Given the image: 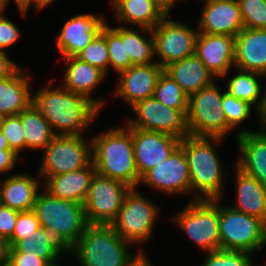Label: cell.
<instances>
[{"mask_svg": "<svg viewBox=\"0 0 266 266\" xmlns=\"http://www.w3.org/2000/svg\"><path fill=\"white\" fill-rule=\"evenodd\" d=\"M68 66L65 68L62 86L67 90L79 94L93 102L100 110L105 101L101 98H93L91 93L95 91L107 75L99 68L90 65L76 56L62 57Z\"/></svg>", "mask_w": 266, "mask_h": 266, "instance_id": "cell-22", "label": "cell"}, {"mask_svg": "<svg viewBox=\"0 0 266 266\" xmlns=\"http://www.w3.org/2000/svg\"><path fill=\"white\" fill-rule=\"evenodd\" d=\"M115 16L125 25L135 24L140 28L153 29L171 13L159 0H111ZM124 23H126L124 25ZM133 24V25H132Z\"/></svg>", "mask_w": 266, "mask_h": 266, "instance_id": "cell-23", "label": "cell"}, {"mask_svg": "<svg viewBox=\"0 0 266 266\" xmlns=\"http://www.w3.org/2000/svg\"><path fill=\"white\" fill-rule=\"evenodd\" d=\"M19 65L10 60L9 56L4 51H0V80L11 76Z\"/></svg>", "mask_w": 266, "mask_h": 266, "instance_id": "cell-45", "label": "cell"}, {"mask_svg": "<svg viewBox=\"0 0 266 266\" xmlns=\"http://www.w3.org/2000/svg\"><path fill=\"white\" fill-rule=\"evenodd\" d=\"M18 173L1 179L0 203L16 211L32 210L39 193L37 178Z\"/></svg>", "mask_w": 266, "mask_h": 266, "instance_id": "cell-27", "label": "cell"}, {"mask_svg": "<svg viewBox=\"0 0 266 266\" xmlns=\"http://www.w3.org/2000/svg\"><path fill=\"white\" fill-rule=\"evenodd\" d=\"M159 211L158 205L143 197L137 188H130L111 225L124 241L143 244V241H149L153 233Z\"/></svg>", "mask_w": 266, "mask_h": 266, "instance_id": "cell-9", "label": "cell"}, {"mask_svg": "<svg viewBox=\"0 0 266 266\" xmlns=\"http://www.w3.org/2000/svg\"><path fill=\"white\" fill-rule=\"evenodd\" d=\"M25 134V148H46L54 138L50 124L33 105L20 113Z\"/></svg>", "mask_w": 266, "mask_h": 266, "instance_id": "cell-30", "label": "cell"}, {"mask_svg": "<svg viewBox=\"0 0 266 266\" xmlns=\"http://www.w3.org/2000/svg\"><path fill=\"white\" fill-rule=\"evenodd\" d=\"M52 82L55 81L49 80L37 94H33L32 105L50 124L54 135H82L101 110L89 99L62 85L53 88Z\"/></svg>", "mask_w": 266, "mask_h": 266, "instance_id": "cell-1", "label": "cell"}, {"mask_svg": "<svg viewBox=\"0 0 266 266\" xmlns=\"http://www.w3.org/2000/svg\"><path fill=\"white\" fill-rule=\"evenodd\" d=\"M105 23L104 16L91 13L72 16L63 25L55 46L61 56L74 57L96 37Z\"/></svg>", "mask_w": 266, "mask_h": 266, "instance_id": "cell-18", "label": "cell"}, {"mask_svg": "<svg viewBox=\"0 0 266 266\" xmlns=\"http://www.w3.org/2000/svg\"><path fill=\"white\" fill-rule=\"evenodd\" d=\"M76 57L99 68L106 75L109 69V55L106 41V23L96 37Z\"/></svg>", "mask_w": 266, "mask_h": 266, "instance_id": "cell-35", "label": "cell"}, {"mask_svg": "<svg viewBox=\"0 0 266 266\" xmlns=\"http://www.w3.org/2000/svg\"><path fill=\"white\" fill-rule=\"evenodd\" d=\"M95 173L94 163L91 162L79 170L48 177L42 185L54 197L84 205Z\"/></svg>", "mask_w": 266, "mask_h": 266, "instance_id": "cell-24", "label": "cell"}, {"mask_svg": "<svg viewBox=\"0 0 266 266\" xmlns=\"http://www.w3.org/2000/svg\"><path fill=\"white\" fill-rule=\"evenodd\" d=\"M20 32L15 23L3 15L0 18V51L5 52V48L14 45L21 36Z\"/></svg>", "mask_w": 266, "mask_h": 266, "instance_id": "cell-41", "label": "cell"}, {"mask_svg": "<svg viewBox=\"0 0 266 266\" xmlns=\"http://www.w3.org/2000/svg\"><path fill=\"white\" fill-rule=\"evenodd\" d=\"M19 157L13 150H0V174L13 170Z\"/></svg>", "mask_w": 266, "mask_h": 266, "instance_id": "cell-44", "label": "cell"}, {"mask_svg": "<svg viewBox=\"0 0 266 266\" xmlns=\"http://www.w3.org/2000/svg\"><path fill=\"white\" fill-rule=\"evenodd\" d=\"M140 184L168 195L190 194L189 168L183 148L179 145L166 160L147 171Z\"/></svg>", "mask_w": 266, "mask_h": 266, "instance_id": "cell-14", "label": "cell"}, {"mask_svg": "<svg viewBox=\"0 0 266 266\" xmlns=\"http://www.w3.org/2000/svg\"><path fill=\"white\" fill-rule=\"evenodd\" d=\"M164 69L157 63L132 65L118 74L114 95L122 98L130 108L137 102L153 97L157 81Z\"/></svg>", "mask_w": 266, "mask_h": 266, "instance_id": "cell-16", "label": "cell"}, {"mask_svg": "<svg viewBox=\"0 0 266 266\" xmlns=\"http://www.w3.org/2000/svg\"><path fill=\"white\" fill-rule=\"evenodd\" d=\"M43 258L35 252L9 251L7 266H49Z\"/></svg>", "mask_w": 266, "mask_h": 266, "instance_id": "cell-42", "label": "cell"}, {"mask_svg": "<svg viewBox=\"0 0 266 266\" xmlns=\"http://www.w3.org/2000/svg\"><path fill=\"white\" fill-rule=\"evenodd\" d=\"M9 248L8 240L0 235V266H7Z\"/></svg>", "mask_w": 266, "mask_h": 266, "instance_id": "cell-47", "label": "cell"}, {"mask_svg": "<svg viewBox=\"0 0 266 266\" xmlns=\"http://www.w3.org/2000/svg\"><path fill=\"white\" fill-rule=\"evenodd\" d=\"M251 255L244 251H211L200 266H256Z\"/></svg>", "mask_w": 266, "mask_h": 266, "instance_id": "cell-37", "label": "cell"}, {"mask_svg": "<svg viewBox=\"0 0 266 266\" xmlns=\"http://www.w3.org/2000/svg\"><path fill=\"white\" fill-rule=\"evenodd\" d=\"M83 138V135H55L44 149L38 178L41 176L46 180L88 166L92 162V139L89 144Z\"/></svg>", "mask_w": 266, "mask_h": 266, "instance_id": "cell-10", "label": "cell"}, {"mask_svg": "<svg viewBox=\"0 0 266 266\" xmlns=\"http://www.w3.org/2000/svg\"><path fill=\"white\" fill-rule=\"evenodd\" d=\"M106 41L109 69L118 74L131 67V59L126 58V26L112 27L106 23Z\"/></svg>", "mask_w": 266, "mask_h": 266, "instance_id": "cell-33", "label": "cell"}, {"mask_svg": "<svg viewBox=\"0 0 266 266\" xmlns=\"http://www.w3.org/2000/svg\"><path fill=\"white\" fill-rule=\"evenodd\" d=\"M49 266H60L57 263L50 264Z\"/></svg>", "mask_w": 266, "mask_h": 266, "instance_id": "cell-54", "label": "cell"}, {"mask_svg": "<svg viewBox=\"0 0 266 266\" xmlns=\"http://www.w3.org/2000/svg\"><path fill=\"white\" fill-rule=\"evenodd\" d=\"M234 67L266 77V29L244 28L235 36Z\"/></svg>", "mask_w": 266, "mask_h": 266, "instance_id": "cell-21", "label": "cell"}, {"mask_svg": "<svg viewBox=\"0 0 266 266\" xmlns=\"http://www.w3.org/2000/svg\"><path fill=\"white\" fill-rule=\"evenodd\" d=\"M222 140L218 137L191 136L180 141L188 163L191 193H195L193 200H217L223 197L226 172L215 146Z\"/></svg>", "mask_w": 266, "mask_h": 266, "instance_id": "cell-2", "label": "cell"}, {"mask_svg": "<svg viewBox=\"0 0 266 266\" xmlns=\"http://www.w3.org/2000/svg\"><path fill=\"white\" fill-rule=\"evenodd\" d=\"M215 81L188 97V122L192 136L225 138L231 132L223 111V92Z\"/></svg>", "mask_w": 266, "mask_h": 266, "instance_id": "cell-8", "label": "cell"}, {"mask_svg": "<svg viewBox=\"0 0 266 266\" xmlns=\"http://www.w3.org/2000/svg\"><path fill=\"white\" fill-rule=\"evenodd\" d=\"M53 2H55V0H36L35 8L36 10H42L43 8L45 9Z\"/></svg>", "mask_w": 266, "mask_h": 266, "instance_id": "cell-49", "label": "cell"}, {"mask_svg": "<svg viewBox=\"0 0 266 266\" xmlns=\"http://www.w3.org/2000/svg\"><path fill=\"white\" fill-rule=\"evenodd\" d=\"M9 251L35 252L49 264L56 263L61 253H72L73 246L57 230L40 227L28 240L18 241Z\"/></svg>", "mask_w": 266, "mask_h": 266, "instance_id": "cell-28", "label": "cell"}, {"mask_svg": "<svg viewBox=\"0 0 266 266\" xmlns=\"http://www.w3.org/2000/svg\"><path fill=\"white\" fill-rule=\"evenodd\" d=\"M5 8H6L5 3L3 2V0H0V18H1L3 15H5V14H3L4 11H5Z\"/></svg>", "mask_w": 266, "mask_h": 266, "instance_id": "cell-53", "label": "cell"}, {"mask_svg": "<svg viewBox=\"0 0 266 266\" xmlns=\"http://www.w3.org/2000/svg\"><path fill=\"white\" fill-rule=\"evenodd\" d=\"M0 130L9 148L19 156L20 151L25 148V134L20 114L0 118Z\"/></svg>", "mask_w": 266, "mask_h": 266, "instance_id": "cell-39", "label": "cell"}, {"mask_svg": "<svg viewBox=\"0 0 266 266\" xmlns=\"http://www.w3.org/2000/svg\"><path fill=\"white\" fill-rule=\"evenodd\" d=\"M169 15L168 13L152 29L154 57L158 56L156 63L163 69L169 64L194 55L199 34L198 29L172 20Z\"/></svg>", "mask_w": 266, "mask_h": 266, "instance_id": "cell-12", "label": "cell"}, {"mask_svg": "<svg viewBox=\"0 0 266 266\" xmlns=\"http://www.w3.org/2000/svg\"><path fill=\"white\" fill-rule=\"evenodd\" d=\"M263 91L262 103L256 113L258 116L257 120H259L258 123L262 125L260 131L266 133V86Z\"/></svg>", "mask_w": 266, "mask_h": 266, "instance_id": "cell-46", "label": "cell"}, {"mask_svg": "<svg viewBox=\"0 0 266 266\" xmlns=\"http://www.w3.org/2000/svg\"><path fill=\"white\" fill-rule=\"evenodd\" d=\"M0 150H11L9 148V145L7 143V140L5 139V137L3 136L2 131L0 130Z\"/></svg>", "mask_w": 266, "mask_h": 266, "instance_id": "cell-51", "label": "cell"}, {"mask_svg": "<svg viewBox=\"0 0 266 266\" xmlns=\"http://www.w3.org/2000/svg\"><path fill=\"white\" fill-rule=\"evenodd\" d=\"M29 77L19 67L11 76L0 80V118L18 115L32 105Z\"/></svg>", "mask_w": 266, "mask_h": 266, "instance_id": "cell-26", "label": "cell"}, {"mask_svg": "<svg viewBox=\"0 0 266 266\" xmlns=\"http://www.w3.org/2000/svg\"><path fill=\"white\" fill-rule=\"evenodd\" d=\"M219 199L220 250L244 251L251 254L266 246V224L257 217L230 206Z\"/></svg>", "mask_w": 266, "mask_h": 266, "instance_id": "cell-5", "label": "cell"}, {"mask_svg": "<svg viewBox=\"0 0 266 266\" xmlns=\"http://www.w3.org/2000/svg\"><path fill=\"white\" fill-rule=\"evenodd\" d=\"M234 49V36L199 33L195 54L216 78H222L234 67Z\"/></svg>", "mask_w": 266, "mask_h": 266, "instance_id": "cell-17", "label": "cell"}, {"mask_svg": "<svg viewBox=\"0 0 266 266\" xmlns=\"http://www.w3.org/2000/svg\"><path fill=\"white\" fill-rule=\"evenodd\" d=\"M19 211L0 203V235L6 240L12 237Z\"/></svg>", "mask_w": 266, "mask_h": 266, "instance_id": "cell-43", "label": "cell"}, {"mask_svg": "<svg viewBox=\"0 0 266 266\" xmlns=\"http://www.w3.org/2000/svg\"><path fill=\"white\" fill-rule=\"evenodd\" d=\"M124 126L92 138V162L99 175L137 188L141 178L135 163L131 128Z\"/></svg>", "mask_w": 266, "mask_h": 266, "instance_id": "cell-3", "label": "cell"}, {"mask_svg": "<svg viewBox=\"0 0 266 266\" xmlns=\"http://www.w3.org/2000/svg\"><path fill=\"white\" fill-rule=\"evenodd\" d=\"M43 190L44 193H38L32 210L42 227L57 230L74 246L88 225L84 205L54 197Z\"/></svg>", "mask_w": 266, "mask_h": 266, "instance_id": "cell-6", "label": "cell"}, {"mask_svg": "<svg viewBox=\"0 0 266 266\" xmlns=\"http://www.w3.org/2000/svg\"><path fill=\"white\" fill-rule=\"evenodd\" d=\"M222 106L226 115L227 127L230 130L234 131L245 119L251 117L252 105L247 101L235 98L226 91H223Z\"/></svg>", "mask_w": 266, "mask_h": 266, "instance_id": "cell-36", "label": "cell"}, {"mask_svg": "<svg viewBox=\"0 0 266 266\" xmlns=\"http://www.w3.org/2000/svg\"><path fill=\"white\" fill-rule=\"evenodd\" d=\"M138 31L134 30L133 27H126V58L131 59V66L156 63L155 60L157 59H153L154 39L152 30L141 28V33ZM147 33L151 35L150 38L145 36Z\"/></svg>", "mask_w": 266, "mask_h": 266, "instance_id": "cell-32", "label": "cell"}, {"mask_svg": "<svg viewBox=\"0 0 266 266\" xmlns=\"http://www.w3.org/2000/svg\"><path fill=\"white\" fill-rule=\"evenodd\" d=\"M164 71L181 86L188 97L217 79L196 54L169 64Z\"/></svg>", "mask_w": 266, "mask_h": 266, "instance_id": "cell-29", "label": "cell"}, {"mask_svg": "<svg viewBox=\"0 0 266 266\" xmlns=\"http://www.w3.org/2000/svg\"><path fill=\"white\" fill-rule=\"evenodd\" d=\"M130 190L121 181L95 173L84 203L88 224H111L118 216L125 194Z\"/></svg>", "mask_w": 266, "mask_h": 266, "instance_id": "cell-13", "label": "cell"}, {"mask_svg": "<svg viewBox=\"0 0 266 266\" xmlns=\"http://www.w3.org/2000/svg\"><path fill=\"white\" fill-rule=\"evenodd\" d=\"M40 227L41 223L33 210L19 212L12 237L8 240L9 247L20 240H29Z\"/></svg>", "mask_w": 266, "mask_h": 266, "instance_id": "cell-40", "label": "cell"}, {"mask_svg": "<svg viewBox=\"0 0 266 266\" xmlns=\"http://www.w3.org/2000/svg\"><path fill=\"white\" fill-rule=\"evenodd\" d=\"M5 3V6H7L10 2V0H3ZM14 2L17 5V8H19V12L21 13V16L24 17L26 15V12H28V9L30 6L35 7L36 0H14Z\"/></svg>", "mask_w": 266, "mask_h": 266, "instance_id": "cell-48", "label": "cell"}, {"mask_svg": "<svg viewBox=\"0 0 266 266\" xmlns=\"http://www.w3.org/2000/svg\"><path fill=\"white\" fill-rule=\"evenodd\" d=\"M170 12L171 8L173 7L174 3H176L177 0H159Z\"/></svg>", "mask_w": 266, "mask_h": 266, "instance_id": "cell-52", "label": "cell"}, {"mask_svg": "<svg viewBox=\"0 0 266 266\" xmlns=\"http://www.w3.org/2000/svg\"><path fill=\"white\" fill-rule=\"evenodd\" d=\"M235 139L241 155L235 166L266 185V133L240 128Z\"/></svg>", "mask_w": 266, "mask_h": 266, "instance_id": "cell-20", "label": "cell"}, {"mask_svg": "<svg viewBox=\"0 0 266 266\" xmlns=\"http://www.w3.org/2000/svg\"><path fill=\"white\" fill-rule=\"evenodd\" d=\"M236 177V205L233 209L254 216L266 224V185L234 166Z\"/></svg>", "mask_w": 266, "mask_h": 266, "instance_id": "cell-25", "label": "cell"}, {"mask_svg": "<svg viewBox=\"0 0 266 266\" xmlns=\"http://www.w3.org/2000/svg\"><path fill=\"white\" fill-rule=\"evenodd\" d=\"M131 109L137 117L126 120L130 128L167 133L179 139L192 136L187 111L165 106L154 97L137 102Z\"/></svg>", "mask_w": 266, "mask_h": 266, "instance_id": "cell-11", "label": "cell"}, {"mask_svg": "<svg viewBox=\"0 0 266 266\" xmlns=\"http://www.w3.org/2000/svg\"><path fill=\"white\" fill-rule=\"evenodd\" d=\"M198 24L199 33L235 37L244 29L238 0H217L205 3Z\"/></svg>", "mask_w": 266, "mask_h": 266, "instance_id": "cell-19", "label": "cell"}, {"mask_svg": "<svg viewBox=\"0 0 266 266\" xmlns=\"http://www.w3.org/2000/svg\"><path fill=\"white\" fill-rule=\"evenodd\" d=\"M132 266H151V261L149 260V257L147 259V256L143 254L142 257Z\"/></svg>", "mask_w": 266, "mask_h": 266, "instance_id": "cell-50", "label": "cell"}, {"mask_svg": "<svg viewBox=\"0 0 266 266\" xmlns=\"http://www.w3.org/2000/svg\"><path fill=\"white\" fill-rule=\"evenodd\" d=\"M238 74L229 78L227 89L225 90L235 98L247 101L250 105L256 106L255 112L262 103V86L259 78H266L264 75L237 68Z\"/></svg>", "mask_w": 266, "mask_h": 266, "instance_id": "cell-31", "label": "cell"}, {"mask_svg": "<svg viewBox=\"0 0 266 266\" xmlns=\"http://www.w3.org/2000/svg\"><path fill=\"white\" fill-rule=\"evenodd\" d=\"M244 28L266 29V0H238Z\"/></svg>", "mask_w": 266, "mask_h": 266, "instance_id": "cell-38", "label": "cell"}, {"mask_svg": "<svg viewBox=\"0 0 266 266\" xmlns=\"http://www.w3.org/2000/svg\"><path fill=\"white\" fill-rule=\"evenodd\" d=\"M172 220L205 253L220 250L219 199H192Z\"/></svg>", "mask_w": 266, "mask_h": 266, "instance_id": "cell-7", "label": "cell"}, {"mask_svg": "<svg viewBox=\"0 0 266 266\" xmlns=\"http://www.w3.org/2000/svg\"><path fill=\"white\" fill-rule=\"evenodd\" d=\"M130 245L111 224H88L73 246V254L81 266H132L144 252L139 249L133 256Z\"/></svg>", "mask_w": 266, "mask_h": 266, "instance_id": "cell-4", "label": "cell"}, {"mask_svg": "<svg viewBox=\"0 0 266 266\" xmlns=\"http://www.w3.org/2000/svg\"><path fill=\"white\" fill-rule=\"evenodd\" d=\"M205 1V3H207V2H211V1H217V0H204Z\"/></svg>", "mask_w": 266, "mask_h": 266, "instance_id": "cell-55", "label": "cell"}, {"mask_svg": "<svg viewBox=\"0 0 266 266\" xmlns=\"http://www.w3.org/2000/svg\"><path fill=\"white\" fill-rule=\"evenodd\" d=\"M153 97L165 106L179 111H187L188 96L181 86L164 70L159 76Z\"/></svg>", "mask_w": 266, "mask_h": 266, "instance_id": "cell-34", "label": "cell"}, {"mask_svg": "<svg viewBox=\"0 0 266 266\" xmlns=\"http://www.w3.org/2000/svg\"><path fill=\"white\" fill-rule=\"evenodd\" d=\"M135 163L141 178L147 171L166 160L180 145L173 135L131 128Z\"/></svg>", "mask_w": 266, "mask_h": 266, "instance_id": "cell-15", "label": "cell"}]
</instances>
